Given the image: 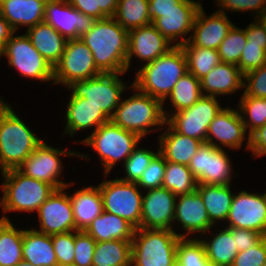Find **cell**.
I'll list each match as a JSON object with an SVG mask.
<instances>
[{
  "instance_id": "cell-1",
  "label": "cell",
  "mask_w": 266,
  "mask_h": 266,
  "mask_svg": "<svg viewBox=\"0 0 266 266\" xmlns=\"http://www.w3.org/2000/svg\"><path fill=\"white\" fill-rule=\"evenodd\" d=\"M80 39L91 50L96 67L102 74L127 71L128 31L113 17L97 20Z\"/></svg>"
},
{
  "instance_id": "cell-2",
  "label": "cell",
  "mask_w": 266,
  "mask_h": 266,
  "mask_svg": "<svg viewBox=\"0 0 266 266\" xmlns=\"http://www.w3.org/2000/svg\"><path fill=\"white\" fill-rule=\"evenodd\" d=\"M187 73V60L181 46L173 45L167 53L137 72L132 87L159 99L162 103L169 96L178 80Z\"/></svg>"
},
{
  "instance_id": "cell-3",
  "label": "cell",
  "mask_w": 266,
  "mask_h": 266,
  "mask_svg": "<svg viewBox=\"0 0 266 266\" xmlns=\"http://www.w3.org/2000/svg\"><path fill=\"white\" fill-rule=\"evenodd\" d=\"M42 142L9 105L0 103V168L17 169Z\"/></svg>"
},
{
  "instance_id": "cell-4",
  "label": "cell",
  "mask_w": 266,
  "mask_h": 266,
  "mask_svg": "<svg viewBox=\"0 0 266 266\" xmlns=\"http://www.w3.org/2000/svg\"><path fill=\"white\" fill-rule=\"evenodd\" d=\"M180 235L169 229L138 228L132 238L131 264L135 266H177Z\"/></svg>"
},
{
  "instance_id": "cell-5",
  "label": "cell",
  "mask_w": 266,
  "mask_h": 266,
  "mask_svg": "<svg viewBox=\"0 0 266 266\" xmlns=\"http://www.w3.org/2000/svg\"><path fill=\"white\" fill-rule=\"evenodd\" d=\"M3 199L1 206L4 211H35L55 192V188L37 179L30 178L18 169L2 172Z\"/></svg>"
},
{
  "instance_id": "cell-6",
  "label": "cell",
  "mask_w": 266,
  "mask_h": 266,
  "mask_svg": "<svg viewBox=\"0 0 266 266\" xmlns=\"http://www.w3.org/2000/svg\"><path fill=\"white\" fill-rule=\"evenodd\" d=\"M159 99L145 93H135L132 97L119 103L110 121L120 126L124 130L136 133L143 138L147 132V127L163 125L168 118L162 108Z\"/></svg>"
},
{
  "instance_id": "cell-7",
  "label": "cell",
  "mask_w": 266,
  "mask_h": 266,
  "mask_svg": "<svg viewBox=\"0 0 266 266\" xmlns=\"http://www.w3.org/2000/svg\"><path fill=\"white\" fill-rule=\"evenodd\" d=\"M141 138L133 132L122 129L111 121L100 125L82 142L92 146L100 155L105 166L106 175L116 161L130 156Z\"/></svg>"
},
{
  "instance_id": "cell-8",
  "label": "cell",
  "mask_w": 266,
  "mask_h": 266,
  "mask_svg": "<svg viewBox=\"0 0 266 266\" xmlns=\"http://www.w3.org/2000/svg\"><path fill=\"white\" fill-rule=\"evenodd\" d=\"M136 182L121 179L103 181L100 190L103 210L122 217L135 229L140 226L142 211V195Z\"/></svg>"
},
{
  "instance_id": "cell-9",
  "label": "cell",
  "mask_w": 266,
  "mask_h": 266,
  "mask_svg": "<svg viewBox=\"0 0 266 266\" xmlns=\"http://www.w3.org/2000/svg\"><path fill=\"white\" fill-rule=\"evenodd\" d=\"M91 50L79 39L67 41L60 61L53 68L54 83L67 86L77 80H86L101 75Z\"/></svg>"
},
{
  "instance_id": "cell-10",
  "label": "cell",
  "mask_w": 266,
  "mask_h": 266,
  "mask_svg": "<svg viewBox=\"0 0 266 266\" xmlns=\"http://www.w3.org/2000/svg\"><path fill=\"white\" fill-rule=\"evenodd\" d=\"M124 73H105L94 78L74 81L68 86L74 97L85 98L86 102L100 108L109 118L112 110L120 103V95L126 88L118 78Z\"/></svg>"
},
{
  "instance_id": "cell-11",
  "label": "cell",
  "mask_w": 266,
  "mask_h": 266,
  "mask_svg": "<svg viewBox=\"0 0 266 266\" xmlns=\"http://www.w3.org/2000/svg\"><path fill=\"white\" fill-rule=\"evenodd\" d=\"M221 110L216 97L205 94L191 107L174 113L170 119L167 118L165 124L182 135L206 143L209 124Z\"/></svg>"
},
{
  "instance_id": "cell-12",
  "label": "cell",
  "mask_w": 266,
  "mask_h": 266,
  "mask_svg": "<svg viewBox=\"0 0 266 266\" xmlns=\"http://www.w3.org/2000/svg\"><path fill=\"white\" fill-rule=\"evenodd\" d=\"M2 54L7 55L9 64L18 69L21 75L42 81L53 80V68L32 45L26 34L16 37L12 35L0 56Z\"/></svg>"
},
{
  "instance_id": "cell-13",
  "label": "cell",
  "mask_w": 266,
  "mask_h": 266,
  "mask_svg": "<svg viewBox=\"0 0 266 266\" xmlns=\"http://www.w3.org/2000/svg\"><path fill=\"white\" fill-rule=\"evenodd\" d=\"M230 161L224 150L203 143L192 157L188 168L197 184L230 185Z\"/></svg>"
},
{
  "instance_id": "cell-14",
  "label": "cell",
  "mask_w": 266,
  "mask_h": 266,
  "mask_svg": "<svg viewBox=\"0 0 266 266\" xmlns=\"http://www.w3.org/2000/svg\"><path fill=\"white\" fill-rule=\"evenodd\" d=\"M97 20L75 9L68 0H48L44 22L50 24L67 40L79 39L91 30Z\"/></svg>"
},
{
  "instance_id": "cell-15",
  "label": "cell",
  "mask_w": 266,
  "mask_h": 266,
  "mask_svg": "<svg viewBox=\"0 0 266 266\" xmlns=\"http://www.w3.org/2000/svg\"><path fill=\"white\" fill-rule=\"evenodd\" d=\"M65 152L66 150L52 148L42 141L17 169L25 176L52 185L56 190L65 189L69 184L57 180L62 167L59 155H76Z\"/></svg>"
},
{
  "instance_id": "cell-16",
  "label": "cell",
  "mask_w": 266,
  "mask_h": 266,
  "mask_svg": "<svg viewBox=\"0 0 266 266\" xmlns=\"http://www.w3.org/2000/svg\"><path fill=\"white\" fill-rule=\"evenodd\" d=\"M226 219L228 228L250 229L266 236V194L242 191L234 195Z\"/></svg>"
},
{
  "instance_id": "cell-17",
  "label": "cell",
  "mask_w": 266,
  "mask_h": 266,
  "mask_svg": "<svg viewBox=\"0 0 266 266\" xmlns=\"http://www.w3.org/2000/svg\"><path fill=\"white\" fill-rule=\"evenodd\" d=\"M200 7L195 1L182 0L177 8L149 12L152 24L171 43L178 36L191 32Z\"/></svg>"
},
{
  "instance_id": "cell-18",
  "label": "cell",
  "mask_w": 266,
  "mask_h": 266,
  "mask_svg": "<svg viewBox=\"0 0 266 266\" xmlns=\"http://www.w3.org/2000/svg\"><path fill=\"white\" fill-rule=\"evenodd\" d=\"M62 190H55L37 210L41 228L38 232L52 236L76 231L70 197Z\"/></svg>"
},
{
  "instance_id": "cell-19",
  "label": "cell",
  "mask_w": 266,
  "mask_h": 266,
  "mask_svg": "<svg viewBox=\"0 0 266 266\" xmlns=\"http://www.w3.org/2000/svg\"><path fill=\"white\" fill-rule=\"evenodd\" d=\"M177 196L166 188L150 189L142 198L139 228L169 229L174 220Z\"/></svg>"
},
{
  "instance_id": "cell-20",
  "label": "cell",
  "mask_w": 266,
  "mask_h": 266,
  "mask_svg": "<svg viewBox=\"0 0 266 266\" xmlns=\"http://www.w3.org/2000/svg\"><path fill=\"white\" fill-rule=\"evenodd\" d=\"M233 26L234 24L228 20L222 10H218L209 18H206L201 6L193 25L194 35L188 37V39L182 38L181 42H178L175 46L188 42L193 46L218 50L220 43L226 38Z\"/></svg>"
},
{
  "instance_id": "cell-21",
  "label": "cell",
  "mask_w": 266,
  "mask_h": 266,
  "mask_svg": "<svg viewBox=\"0 0 266 266\" xmlns=\"http://www.w3.org/2000/svg\"><path fill=\"white\" fill-rule=\"evenodd\" d=\"M128 40L127 69L133 54L148 64L173 48L152 23L128 31Z\"/></svg>"
},
{
  "instance_id": "cell-22",
  "label": "cell",
  "mask_w": 266,
  "mask_h": 266,
  "mask_svg": "<svg viewBox=\"0 0 266 266\" xmlns=\"http://www.w3.org/2000/svg\"><path fill=\"white\" fill-rule=\"evenodd\" d=\"M248 125L241 113L228 108L222 109L209 124L206 143L220 147L213 142L214 137L222 145L240 148Z\"/></svg>"
},
{
  "instance_id": "cell-23",
  "label": "cell",
  "mask_w": 266,
  "mask_h": 266,
  "mask_svg": "<svg viewBox=\"0 0 266 266\" xmlns=\"http://www.w3.org/2000/svg\"><path fill=\"white\" fill-rule=\"evenodd\" d=\"M179 203L175 204L174 219L178 220L189 234L190 232L205 233L213 225L201 195L194 191L179 195Z\"/></svg>"
},
{
  "instance_id": "cell-24",
  "label": "cell",
  "mask_w": 266,
  "mask_h": 266,
  "mask_svg": "<svg viewBox=\"0 0 266 266\" xmlns=\"http://www.w3.org/2000/svg\"><path fill=\"white\" fill-rule=\"evenodd\" d=\"M45 5L44 0H0V13L15 32L17 26L44 22Z\"/></svg>"
},
{
  "instance_id": "cell-25",
  "label": "cell",
  "mask_w": 266,
  "mask_h": 266,
  "mask_svg": "<svg viewBox=\"0 0 266 266\" xmlns=\"http://www.w3.org/2000/svg\"><path fill=\"white\" fill-rule=\"evenodd\" d=\"M27 30L26 36L30 39L32 45L54 68L60 61L68 40L46 22L38 23Z\"/></svg>"
},
{
  "instance_id": "cell-26",
  "label": "cell",
  "mask_w": 266,
  "mask_h": 266,
  "mask_svg": "<svg viewBox=\"0 0 266 266\" xmlns=\"http://www.w3.org/2000/svg\"><path fill=\"white\" fill-rule=\"evenodd\" d=\"M242 78H244V74L237 65L220 62L200 79L201 90L213 97L220 94L227 95L247 85Z\"/></svg>"
},
{
  "instance_id": "cell-27",
  "label": "cell",
  "mask_w": 266,
  "mask_h": 266,
  "mask_svg": "<svg viewBox=\"0 0 266 266\" xmlns=\"http://www.w3.org/2000/svg\"><path fill=\"white\" fill-rule=\"evenodd\" d=\"M84 231L96 242L132 241L135 228L122 217L103 210Z\"/></svg>"
},
{
  "instance_id": "cell-28",
  "label": "cell",
  "mask_w": 266,
  "mask_h": 266,
  "mask_svg": "<svg viewBox=\"0 0 266 266\" xmlns=\"http://www.w3.org/2000/svg\"><path fill=\"white\" fill-rule=\"evenodd\" d=\"M202 144L198 139L176 132L169 125L167 133L160 136L159 153L166 161L188 166Z\"/></svg>"
},
{
  "instance_id": "cell-29",
  "label": "cell",
  "mask_w": 266,
  "mask_h": 266,
  "mask_svg": "<svg viewBox=\"0 0 266 266\" xmlns=\"http://www.w3.org/2000/svg\"><path fill=\"white\" fill-rule=\"evenodd\" d=\"M66 132L72 136L74 132L96 126L95 130L102 124L110 121V118L98 107L86 102L85 98L71 96L67 113Z\"/></svg>"
},
{
  "instance_id": "cell-30",
  "label": "cell",
  "mask_w": 266,
  "mask_h": 266,
  "mask_svg": "<svg viewBox=\"0 0 266 266\" xmlns=\"http://www.w3.org/2000/svg\"><path fill=\"white\" fill-rule=\"evenodd\" d=\"M22 257L34 266H57L52 237L38 230H23Z\"/></svg>"
},
{
  "instance_id": "cell-31",
  "label": "cell",
  "mask_w": 266,
  "mask_h": 266,
  "mask_svg": "<svg viewBox=\"0 0 266 266\" xmlns=\"http://www.w3.org/2000/svg\"><path fill=\"white\" fill-rule=\"evenodd\" d=\"M76 230H85L103 212L99 187H87L69 196Z\"/></svg>"
},
{
  "instance_id": "cell-32",
  "label": "cell",
  "mask_w": 266,
  "mask_h": 266,
  "mask_svg": "<svg viewBox=\"0 0 266 266\" xmlns=\"http://www.w3.org/2000/svg\"><path fill=\"white\" fill-rule=\"evenodd\" d=\"M196 191L201 195L212 224L227 218L234 198L229 185L197 184Z\"/></svg>"
},
{
  "instance_id": "cell-33",
  "label": "cell",
  "mask_w": 266,
  "mask_h": 266,
  "mask_svg": "<svg viewBox=\"0 0 266 266\" xmlns=\"http://www.w3.org/2000/svg\"><path fill=\"white\" fill-rule=\"evenodd\" d=\"M132 241L96 242L92 266H132Z\"/></svg>"
},
{
  "instance_id": "cell-34",
  "label": "cell",
  "mask_w": 266,
  "mask_h": 266,
  "mask_svg": "<svg viewBox=\"0 0 266 266\" xmlns=\"http://www.w3.org/2000/svg\"><path fill=\"white\" fill-rule=\"evenodd\" d=\"M23 230L14 228L3 216L0 219V266H15L22 257Z\"/></svg>"
},
{
  "instance_id": "cell-35",
  "label": "cell",
  "mask_w": 266,
  "mask_h": 266,
  "mask_svg": "<svg viewBox=\"0 0 266 266\" xmlns=\"http://www.w3.org/2000/svg\"><path fill=\"white\" fill-rule=\"evenodd\" d=\"M113 18L127 31L149 25V0H119Z\"/></svg>"
},
{
  "instance_id": "cell-36",
  "label": "cell",
  "mask_w": 266,
  "mask_h": 266,
  "mask_svg": "<svg viewBox=\"0 0 266 266\" xmlns=\"http://www.w3.org/2000/svg\"><path fill=\"white\" fill-rule=\"evenodd\" d=\"M208 262L213 266H231L238 254L235 238L229 228L220 231L209 243L201 240Z\"/></svg>"
},
{
  "instance_id": "cell-37",
  "label": "cell",
  "mask_w": 266,
  "mask_h": 266,
  "mask_svg": "<svg viewBox=\"0 0 266 266\" xmlns=\"http://www.w3.org/2000/svg\"><path fill=\"white\" fill-rule=\"evenodd\" d=\"M187 60V72L197 79H202L220 62L218 50L190 45L188 42L180 45Z\"/></svg>"
},
{
  "instance_id": "cell-38",
  "label": "cell",
  "mask_w": 266,
  "mask_h": 266,
  "mask_svg": "<svg viewBox=\"0 0 266 266\" xmlns=\"http://www.w3.org/2000/svg\"><path fill=\"white\" fill-rule=\"evenodd\" d=\"M162 187L174 195H185L197 190V181L186 165L166 161Z\"/></svg>"
},
{
  "instance_id": "cell-39",
  "label": "cell",
  "mask_w": 266,
  "mask_h": 266,
  "mask_svg": "<svg viewBox=\"0 0 266 266\" xmlns=\"http://www.w3.org/2000/svg\"><path fill=\"white\" fill-rule=\"evenodd\" d=\"M202 93L200 80L187 72L178 80L169 96L175 110L179 112L195 104L204 95Z\"/></svg>"
},
{
  "instance_id": "cell-40",
  "label": "cell",
  "mask_w": 266,
  "mask_h": 266,
  "mask_svg": "<svg viewBox=\"0 0 266 266\" xmlns=\"http://www.w3.org/2000/svg\"><path fill=\"white\" fill-rule=\"evenodd\" d=\"M177 266H213L206 258L201 240L181 238L177 245Z\"/></svg>"
},
{
  "instance_id": "cell-41",
  "label": "cell",
  "mask_w": 266,
  "mask_h": 266,
  "mask_svg": "<svg viewBox=\"0 0 266 266\" xmlns=\"http://www.w3.org/2000/svg\"><path fill=\"white\" fill-rule=\"evenodd\" d=\"M246 43L245 30L233 26L218 48L221 62L238 66L241 53Z\"/></svg>"
},
{
  "instance_id": "cell-42",
  "label": "cell",
  "mask_w": 266,
  "mask_h": 266,
  "mask_svg": "<svg viewBox=\"0 0 266 266\" xmlns=\"http://www.w3.org/2000/svg\"><path fill=\"white\" fill-rule=\"evenodd\" d=\"M240 106L241 112L249 115V136L259 127L266 125V99L243 94Z\"/></svg>"
},
{
  "instance_id": "cell-43",
  "label": "cell",
  "mask_w": 266,
  "mask_h": 266,
  "mask_svg": "<svg viewBox=\"0 0 266 266\" xmlns=\"http://www.w3.org/2000/svg\"><path fill=\"white\" fill-rule=\"evenodd\" d=\"M157 154L158 153H153L150 150L135 148L124 162L127 177L121 178V180L127 182H137L145 169L149 166L151 160Z\"/></svg>"
},
{
  "instance_id": "cell-44",
  "label": "cell",
  "mask_w": 266,
  "mask_h": 266,
  "mask_svg": "<svg viewBox=\"0 0 266 266\" xmlns=\"http://www.w3.org/2000/svg\"><path fill=\"white\" fill-rule=\"evenodd\" d=\"M165 167L166 160L158 151L136 184L148 190L162 187Z\"/></svg>"
},
{
  "instance_id": "cell-45",
  "label": "cell",
  "mask_w": 266,
  "mask_h": 266,
  "mask_svg": "<svg viewBox=\"0 0 266 266\" xmlns=\"http://www.w3.org/2000/svg\"><path fill=\"white\" fill-rule=\"evenodd\" d=\"M96 241L85 231H75V257L76 266H92Z\"/></svg>"
},
{
  "instance_id": "cell-46",
  "label": "cell",
  "mask_w": 266,
  "mask_h": 266,
  "mask_svg": "<svg viewBox=\"0 0 266 266\" xmlns=\"http://www.w3.org/2000/svg\"><path fill=\"white\" fill-rule=\"evenodd\" d=\"M51 237L57 265L72 264L75 257V234L70 231Z\"/></svg>"
},
{
  "instance_id": "cell-47",
  "label": "cell",
  "mask_w": 266,
  "mask_h": 266,
  "mask_svg": "<svg viewBox=\"0 0 266 266\" xmlns=\"http://www.w3.org/2000/svg\"><path fill=\"white\" fill-rule=\"evenodd\" d=\"M264 64H266V49L261 48V45L246 43L238 63L239 70L245 74Z\"/></svg>"
},
{
  "instance_id": "cell-48",
  "label": "cell",
  "mask_w": 266,
  "mask_h": 266,
  "mask_svg": "<svg viewBox=\"0 0 266 266\" xmlns=\"http://www.w3.org/2000/svg\"><path fill=\"white\" fill-rule=\"evenodd\" d=\"M266 262V236L254 247L238 252L231 266H263Z\"/></svg>"
},
{
  "instance_id": "cell-49",
  "label": "cell",
  "mask_w": 266,
  "mask_h": 266,
  "mask_svg": "<svg viewBox=\"0 0 266 266\" xmlns=\"http://www.w3.org/2000/svg\"><path fill=\"white\" fill-rule=\"evenodd\" d=\"M248 85L244 91L246 96L266 99V64L244 74Z\"/></svg>"
},
{
  "instance_id": "cell-50",
  "label": "cell",
  "mask_w": 266,
  "mask_h": 266,
  "mask_svg": "<svg viewBox=\"0 0 266 266\" xmlns=\"http://www.w3.org/2000/svg\"><path fill=\"white\" fill-rule=\"evenodd\" d=\"M232 238H235L236 249L238 252L245 251L256 246L265 236L250 229L229 228Z\"/></svg>"
},
{
  "instance_id": "cell-51",
  "label": "cell",
  "mask_w": 266,
  "mask_h": 266,
  "mask_svg": "<svg viewBox=\"0 0 266 266\" xmlns=\"http://www.w3.org/2000/svg\"><path fill=\"white\" fill-rule=\"evenodd\" d=\"M222 8L234 11L257 10L260 15L266 9V0H218Z\"/></svg>"
},
{
  "instance_id": "cell-52",
  "label": "cell",
  "mask_w": 266,
  "mask_h": 266,
  "mask_svg": "<svg viewBox=\"0 0 266 266\" xmlns=\"http://www.w3.org/2000/svg\"><path fill=\"white\" fill-rule=\"evenodd\" d=\"M247 147L255 156L266 154V125L259 127L248 137Z\"/></svg>"
},
{
  "instance_id": "cell-53",
  "label": "cell",
  "mask_w": 266,
  "mask_h": 266,
  "mask_svg": "<svg viewBox=\"0 0 266 266\" xmlns=\"http://www.w3.org/2000/svg\"><path fill=\"white\" fill-rule=\"evenodd\" d=\"M68 2L79 12L92 16L96 20L107 16L97 7V0H68Z\"/></svg>"
},
{
  "instance_id": "cell-54",
  "label": "cell",
  "mask_w": 266,
  "mask_h": 266,
  "mask_svg": "<svg viewBox=\"0 0 266 266\" xmlns=\"http://www.w3.org/2000/svg\"><path fill=\"white\" fill-rule=\"evenodd\" d=\"M245 35L248 44L261 45V48L266 49V30L258 19L257 23H252L245 29Z\"/></svg>"
},
{
  "instance_id": "cell-55",
  "label": "cell",
  "mask_w": 266,
  "mask_h": 266,
  "mask_svg": "<svg viewBox=\"0 0 266 266\" xmlns=\"http://www.w3.org/2000/svg\"><path fill=\"white\" fill-rule=\"evenodd\" d=\"M14 30L0 13V52L3 50L6 42L13 35Z\"/></svg>"
},
{
  "instance_id": "cell-56",
  "label": "cell",
  "mask_w": 266,
  "mask_h": 266,
  "mask_svg": "<svg viewBox=\"0 0 266 266\" xmlns=\"http://www.w3.org/2000/svg\"><path fill=\"white\" fill-rule=\"evenodd\" d=\"M182 0H149V10H168L177 8Z\"/></svg>"
},
{
  "instance_id": "cell-57",
  "label": "cell",
  "mask_w": 266,
  "mask_h": 266,
  "mask_svg": "<svg viewBox=\"0 0 266 266\" xmlns=\"http://www.w3.org/2000/svg\"><path fill=\"white\" fill-rule=\"evenodd\" d=\"M119 0H97V7L107 16L113 17Z\"/></svg>"
},
{
  "instance_id": "cell-58",
  "label": "cell",
  "mask_w": 266,
  "mask_h": 266,
  "mask_svg": "<svg viewBox=\"0 0 266 266\" xmlns=\"http://www.w3.org/2000/svg\"><path fill=\"white\" fill-rule=\"evenodd\" d=\"M258 17L259 22L264 26L266 30V9Z\"/></svg>"
},
{
  "instance_id": "cell-59",
  "label": "cell",
  "mask_w": 266,
  "mask_h": 266,
  "mask_svg": "<svg viewBox=\"0 0 266 266\" xmlns=\"http://www.w3.org/2000/svg\"><path fill=\"white\" fill-rule=\"evenodd\" d=\"M15 266H34L31 263H29L28 261L22 259L20 262H18Z\"/></svg>"
},
{
  "instance_id": "cell-60",
  "label": "cell",
  "mask_w": 266,
  "mask_h": 266,
  "mask_svg": "<svg viewBox=\"0 0 266 266\" xmlns=\"http://www.w3.org/2000/svg\"><path fill=\"white\" fill-rule=\"evenodd\" d=\"M57 266H76L75 264H63V265H57Z\"/></svg>"
}]
</instances>
